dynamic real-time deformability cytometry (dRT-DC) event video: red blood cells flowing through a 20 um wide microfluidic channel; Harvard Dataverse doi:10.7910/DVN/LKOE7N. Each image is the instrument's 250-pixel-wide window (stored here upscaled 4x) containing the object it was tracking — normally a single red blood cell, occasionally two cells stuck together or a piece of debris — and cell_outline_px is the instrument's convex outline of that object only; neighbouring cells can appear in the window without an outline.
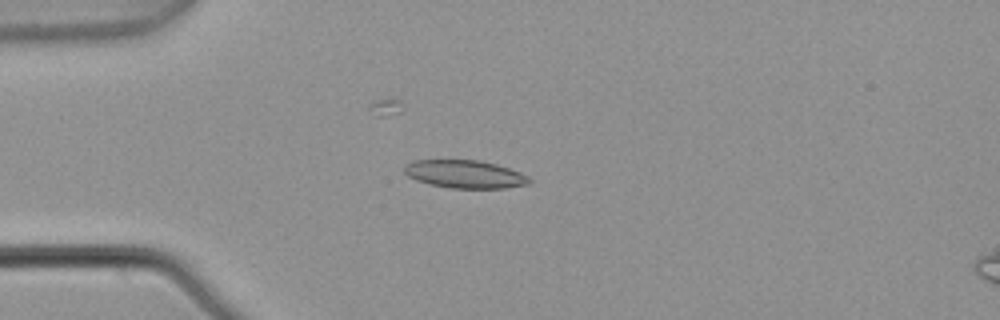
{"species": "common noctule bat (a hibernating species)", "species_latin": "Nyctalus noctula", "temperature_condition": "warm", "stored_images_in_passage": 5, "camera_frame_rate_fps": 3000, "um_per_image_px": 0.085, "animal": {"sex": "male", "body_mass_g": 21.5, "forearm_length_mm": 52.0}, "frame": {"image": 1, "passage_image": 4, "time_ms": 1.0, "image_size_px": [1000, 320], "cell_outline_px": [[532, 180], [528, 184], [504, 188], [452, 188], [428, 184], [416, 180], [408, 176], [404, 172], [404, 168], [412, 160], [480, 160], [496, 164], [520, 172], [528, 176]], "centroid_in_image_um": [39.52, 14.8], "position_along_channel_um": 45.5, "area_um2": 20.35}}